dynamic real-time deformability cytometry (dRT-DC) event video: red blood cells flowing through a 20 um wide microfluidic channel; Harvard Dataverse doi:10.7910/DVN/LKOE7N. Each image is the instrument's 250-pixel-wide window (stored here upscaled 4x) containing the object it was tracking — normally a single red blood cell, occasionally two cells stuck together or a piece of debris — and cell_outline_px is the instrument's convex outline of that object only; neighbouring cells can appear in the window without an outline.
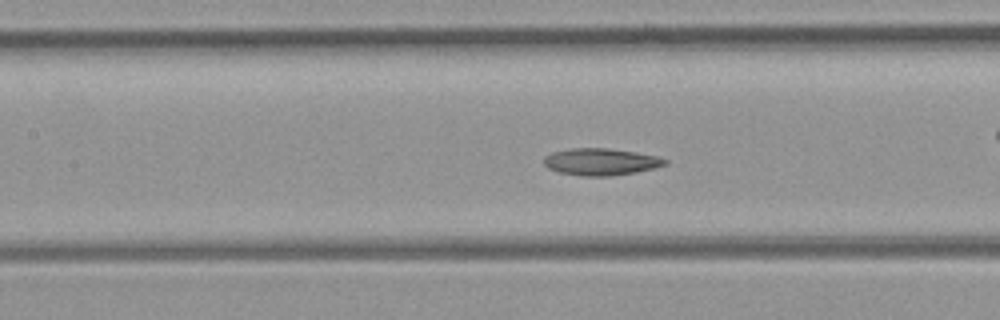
{"species": "common noctule bat (a hibernating species)", "species_latin": "Nyctalus noctula", "temperature_condition": "room temperature", "stored_images_in_passage": 50, "camera_frame_rate_fps": 3000, "um_per_image_px": 0.085, "animal": {"sex": "female", "body_mass_g": 21.9}, "frame": {"image": 1, "passage_image": 22, "time_ms": 7.0, "image_size_px": [1000, 320], "cell_outline_px": [[668, 164], [656, 168], [636, 172], [612, 176], [580, 176], [560, 172], [548, 168], [544, 164], [544, 156], [552, 152], [568, 148], [608, 148], [636, 152], [656, 156], [668, 160]], "centroid_in_image_um": [51.08, 13.75], "position_along_channel_um": 156.3, "area_um2": 19.19}}
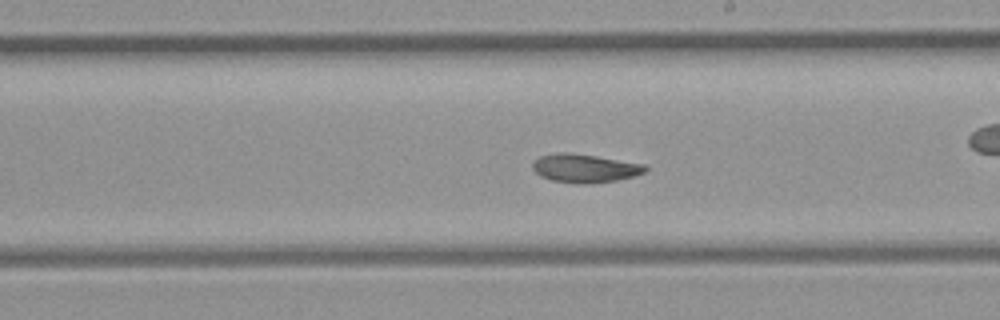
{"frame": {"image": 2, "passage_image": 28, "time_ms": 9.0, "image_size_px": [1000, 320], "cell_outline_px": [[648, 168], [644, 172], [632, 176], [616, 180], [584, 184], [576, 184], [552, 180], [540, 176], [532, 168], [532, 164], [540, 156], [560, 152], [564, 152], [596, 156], [644, 164]], "centroid_in_image_um": [49.68, 14.3], "position_along_channel_um": 239.3, "area_um2": 18.44}}
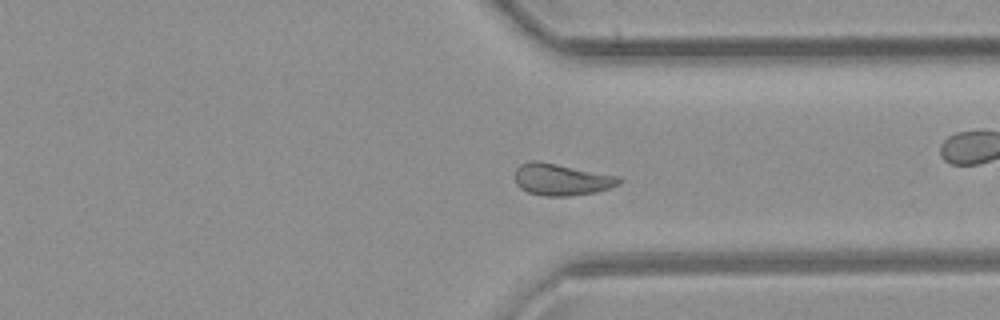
{"frame": {"image": 3, "passage_image": 37, "time_ms": 12.0, "image_size_px": [1000, 320], "cell_outline_px": [[620, 184], [596, 192], [568, 196], [544, 196], [528, 192], [520, 188], [516, 184], [516, 168], [520, 164], [528, 160], [536, 160], [620, 176]], "centroid_in_image_um": [47.7, 15.25], "position_along_channel_um": 363.7, "area_um2": 19.25}}